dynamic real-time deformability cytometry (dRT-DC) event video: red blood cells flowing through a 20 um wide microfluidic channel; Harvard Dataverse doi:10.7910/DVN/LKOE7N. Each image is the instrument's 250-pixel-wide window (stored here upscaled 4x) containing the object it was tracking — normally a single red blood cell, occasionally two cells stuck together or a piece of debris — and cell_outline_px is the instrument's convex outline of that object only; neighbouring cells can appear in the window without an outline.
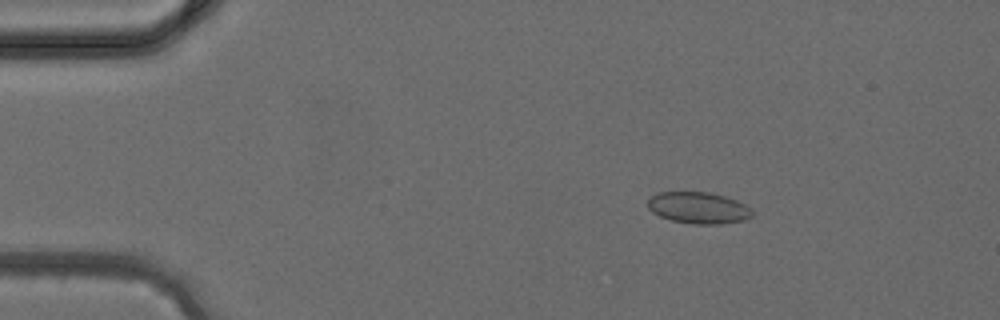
{"species": "common noctule bat (a hibernating species)", "species_latin": "Nyctalus noctula", "temperature_condition": "cold", "stored_images_in_passage": 39, "camera_frame_rate_fps": 3000, "um_per_image_px": 0.085, "animal": {"sex": "female", "body_mass_g": 24.6, "forearm_length_mm": 56.2}, "frame": {"image": 1, "passage_image": 7, "time_ms": 2.0, "image_size_px": [1000, 320], "cell_outline_px": [[752, 216], [744, 220], [720, 224], [692, 224], [672, 220], [660, 216], [652, 212], [648, 208], [648, 200], [656, 192], [712, 192], [736, 200], [752, 208]], "centroid_in_image_um": [59.37, 17.66], "position_along_channel_um": 25.6, "area_um2": 19.25}}
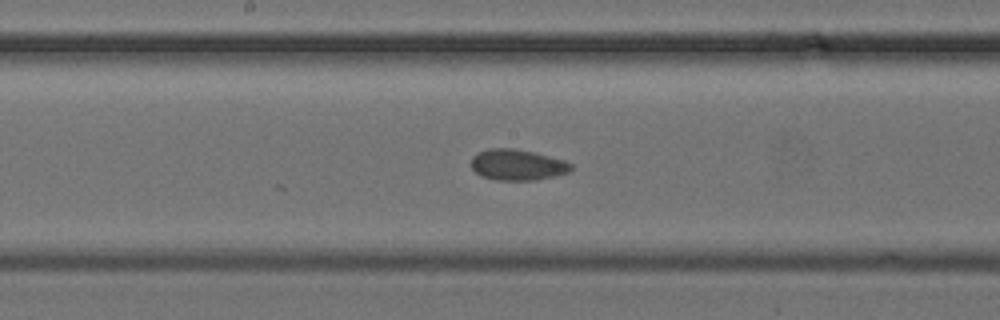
{"frame": {"image": 2, "passage_image": 21, "time_ms": 6.667, "image_size_px": [1000, 320], "cell_outline_px": [[572, 168], [568, 172], [556, 176], [536, 180], [496, 180], [480, 176], [472, 168], [472, 156], [476, 152], [488, 148], [512, 148], [536, 152], [564, 160], [572, 164]], "centroid_in_image_um": [43.97, 14.0], "position_along_channel_um": 204.2, "area_um2": 18.21}}
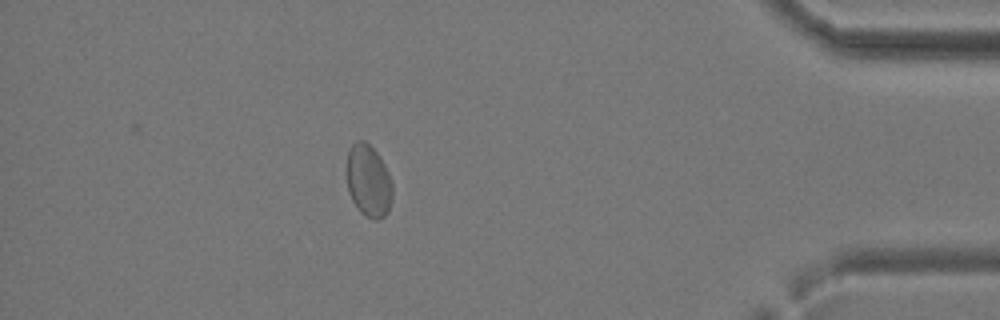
{"frame": {"image": 3, "passage_image": 35, "time_ms": 11.333, "image_size_px": [1000, 320], "cell_outline_px": [[392, 200], [388, 212], [384, 216], [376, 220], [372, 220], [360, 212], [352, 200], [348, 188], [348, 148], [356, 140], [364, 140], [380, 156], [388, 172], [392, 184]], "centroid_in_image_um": [31.34, 15.38], "position_along_channel_um": 403.9, "area_um2": 19.19}}